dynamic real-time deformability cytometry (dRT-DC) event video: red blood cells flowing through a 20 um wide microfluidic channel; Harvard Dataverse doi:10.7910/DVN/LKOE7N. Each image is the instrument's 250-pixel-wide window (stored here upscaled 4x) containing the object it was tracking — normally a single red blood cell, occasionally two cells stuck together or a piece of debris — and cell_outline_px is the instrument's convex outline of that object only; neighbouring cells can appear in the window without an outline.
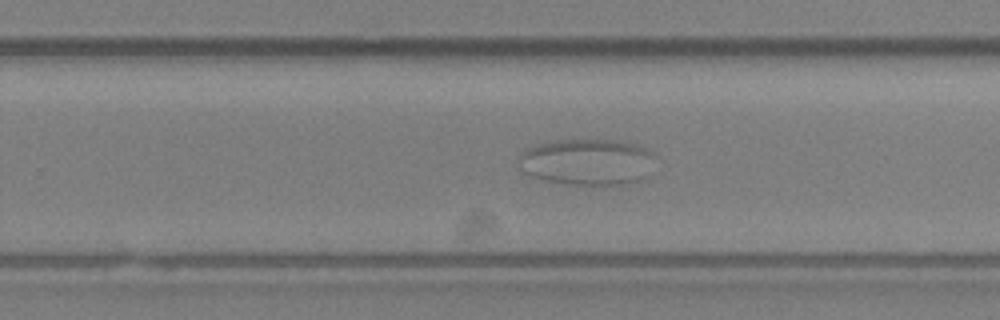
{"species": "Egyptian fruit bat (a non-hibernating species)", "species_latin": "Rousettus aegyptiacus", "temperature_condition": "room temperature", "stored_images_in_passage": 55, "segment_of_instrument_passage": [2, 2], "camera_frame_rate_fps": 3000, "um_per_image_px": 0.085, "animal": {"sex": "female"}, "frame": {"image": 1, "passage_image": 35, "time_ms": 11.333, "image_size_px": [1000, 320], "cell_outline_px": [[660, 156], [648, 176], [624, 184], [572, 184], [548, 180], [532, 176], [524, 172], [520, 168], [516, 156], [520, 152], [528, 148], [552, 140], [620, 140], [636, 144], [648, 148]], "centroid_in_image_um": [49.99, 13.74], "position_along_channel_um": 279.8, "area_um2": 37.4}}